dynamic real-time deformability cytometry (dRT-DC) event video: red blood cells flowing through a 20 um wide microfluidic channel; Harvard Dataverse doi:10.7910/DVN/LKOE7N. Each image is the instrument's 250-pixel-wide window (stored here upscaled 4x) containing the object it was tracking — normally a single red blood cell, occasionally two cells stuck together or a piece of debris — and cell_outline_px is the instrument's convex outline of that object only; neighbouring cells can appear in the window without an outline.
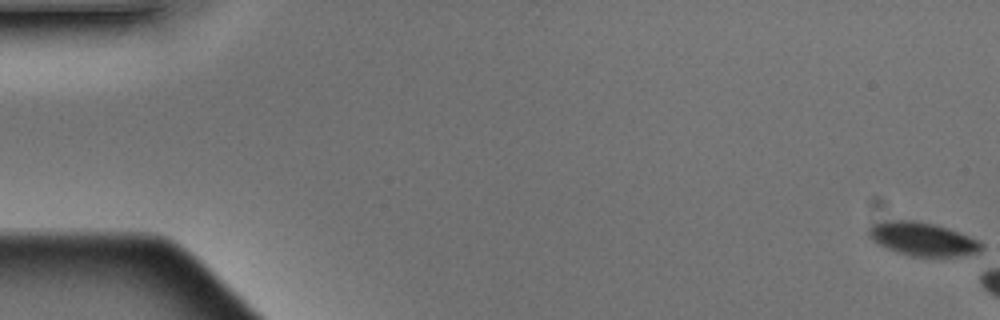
{"species": "Egyptian fruit bat (a non-hibernating species)", "species_latin": "Rousettus aegyptiacus", "temperature_condition": "warm", "stored_images_in_passage": 4, "camera_frame_rate_fps": 3000, "um_per_image_px": 0.085, "animal": {"sex": "male"}, "frame": {"image": 1, "passage_image": 1, "time_ms": 0.0, "image_size_px": [1000, 320], "cell_outline_px": [[984, 244], [976, 252], [956, 256], [912, 256], [888, 248], [872, 240], [868, 236], [868, 228], [872, 224], [888, 220], [912, 220], [936, 224], [960, 232]], "centroid_in_image_um": [78.38, 20.29], "position_along_channel_um": 6.6, "area_um2": 21.56}}